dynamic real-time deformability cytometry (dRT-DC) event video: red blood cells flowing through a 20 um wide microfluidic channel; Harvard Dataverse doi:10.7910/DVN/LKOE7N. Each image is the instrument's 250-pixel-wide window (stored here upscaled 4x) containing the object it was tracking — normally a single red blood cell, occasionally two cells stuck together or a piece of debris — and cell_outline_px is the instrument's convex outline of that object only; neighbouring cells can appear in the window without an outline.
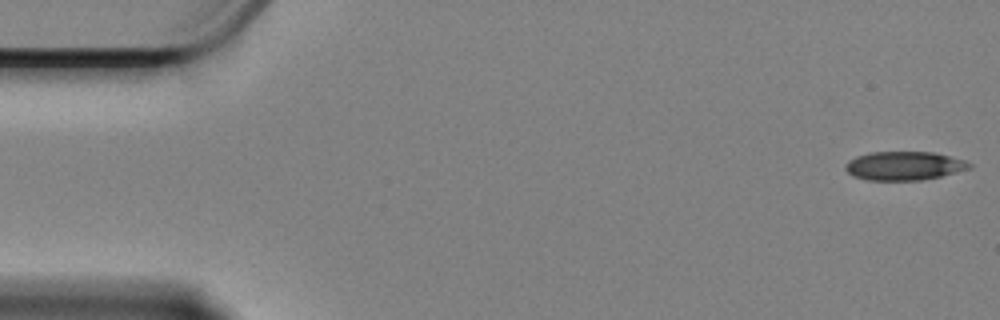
{"species": "Egyptian fruit bat (a non-hibernating species)", "species_latin": "Rousettus aegyptiacus", "temperature_condition": "cold", "stored_images_in_passage": 58, "camera_frame_rate_fps": 3000, "um_per_image_px": 0.085, "animal": {"sex": "female"}, "frame": {"image": 1, "passage_image": 1, "time_ms": 0.0, "image_size_px": [1000, 320], "cell_outline_px": [[972, 168], [924, 180], [868, 180], [852, 176], [844, 168], [844, 164], [848, 160], [856, 156], [868, 152], [932, 152], [964, 160], [972, 164]], "centroid_in_image_um": [76.81, 14.09], "position_along_channel_um": 8.2, "area_um2": 20.81}}
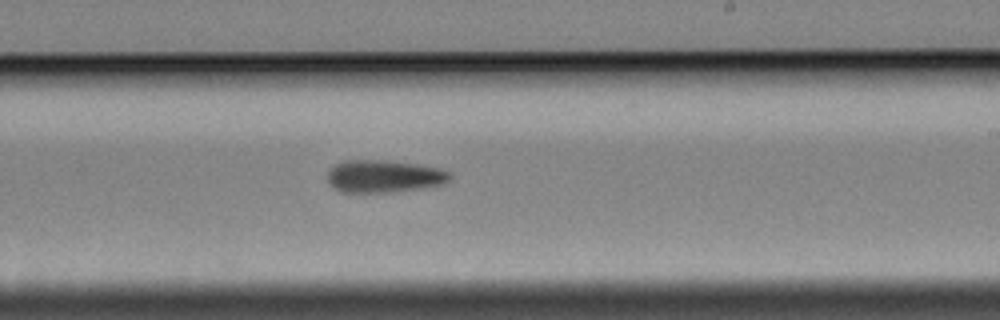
{"frame": {"image": 2, "passage_image": 34, "time_ms": 11.0, "image_size_px": [1000, 320], "cell_outline_px": [[452, 176], [444, 184], [424, 188], [392, 192], [340, 192], [332, 188], [328, 180], [328, 172], [336, 164], [344, 160], [384, 160], [420, 164], [440, 168], [452, 172]], "centroid_in_image_um": [32.68, 14.98], "position_along_channel_um": 256.3, "area_um2": 23.47}}
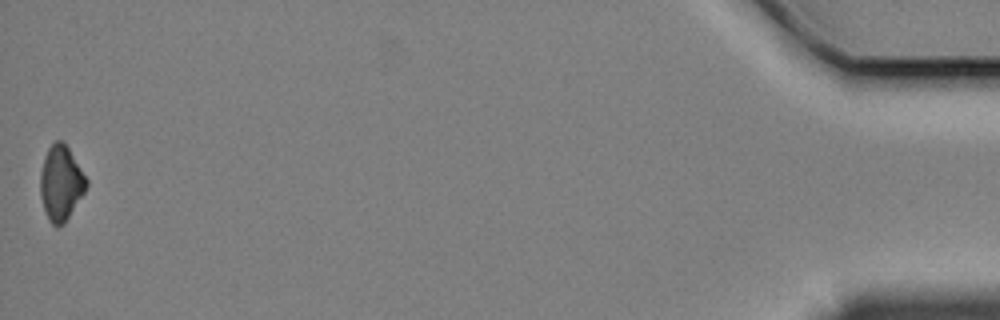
{"frame": {"image": 3, "passage_image": 58, "time_ms": 19.0, "image_size_px": [1000, 320], "cell_outline_px": [[88, 184], [84, 192], [64, 224], [56, 228], [48, 220], [40, 196], [40, 172], [44, 156], [48, 148], [56, 140], [64, 140], [88, 180]], "centroid_in_image_um": [5.17, 15.55], "position_along_channel_um": 430.0, "area_um2": 20.23}, "authors_computed_cell_mechanics": {"area_um2": 22.0507, "velocity_mm_per_s": 3.3668, "shape_relaxation_time_tau1_ms": 6.02, "shape_relaxation_time_tau2_ms": null, "deformation_change_tau1": 0.1524, "deformation_change_tau2": null}}